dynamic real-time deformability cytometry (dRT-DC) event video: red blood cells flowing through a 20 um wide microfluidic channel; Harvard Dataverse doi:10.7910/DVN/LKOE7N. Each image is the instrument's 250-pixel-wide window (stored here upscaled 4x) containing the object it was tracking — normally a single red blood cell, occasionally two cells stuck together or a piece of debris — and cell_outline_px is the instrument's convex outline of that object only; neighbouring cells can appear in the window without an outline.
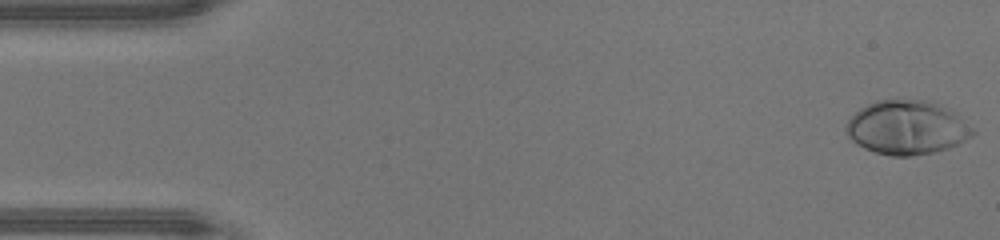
{"species": "human", "species_latin": "Homo sapiens", "temperature_condition": "warm", "stored_images_in_passage": 47, "camera_frame_rate_fps": 3000, "um_per_image_px": 0.085, "donor": {"sex": "male"}, "frame": {"image": 1, "passage_image": 1, "time_ms": 0.0, "image_size_px": [1000, 240], "cell_outline_px": [[976, 132], [972, 136], [948, 148], [932, 152], [912, 156], [892, 156], [876, 152], [864, 148], [856, 144], [844, 132], [844, 128], [848, 120], [860, 108], [876, 100], [928, 100], [952, 108]], "centroid_in_image_um": [77.08, 10.83], "position_along_channel_um": 7.9, "area_um2": 39.94}}
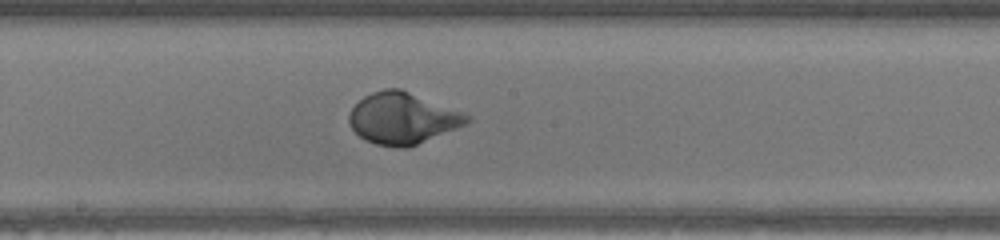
{"frame": {"image": 2, "passage_image": 25, "time_ms": 8.0, "image_size_px": [1000, 240], "cell_outline_px": [[472, 120], [468, 124], [408, 148], [396, 148], [376, 144], [364, 140], [352, 128], [348, 120], [348, 116], [352, 108], [364, 96], [372, 92], [384, 88], [400, 88], [472, 116]], "centroid_in_image_um": [34.23, 10.07], "position_along_channel_um": 214.0, "area_um2": 35.37}}
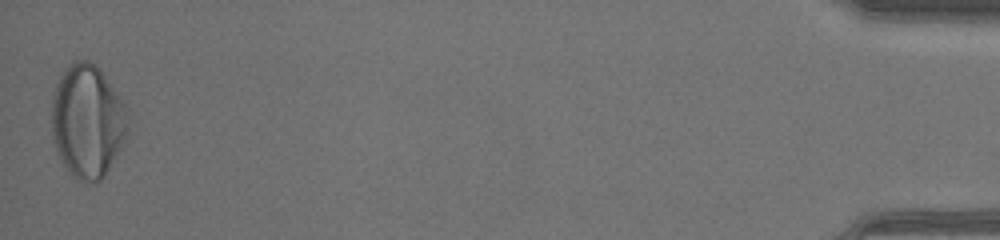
{"frame": {"image": 3, "passage_image": 47, "time_ms": 15.333, "image_size_px": [1000, 240], "cell_outline_px": [[128, 128], [124, 140], [104, 176], [100, 180], [80, 180], [72, 176], [68, 172], [56, 152], [52, 132], [52, 96], [56, 84], [60, 76], [76, 60], [88, 60], [96, 64], [100, 68], [128, 108]], "centroid_in_image_um": [7.43, 10.27], "position_along_channel_um": 427.8, "area_um2": 50.05}, "authors_computed_cell_mechanics": {"area_um2": 35.258, "velocity_mm_per_s": 4.3281, "shape_relaxation_time_tau1_ms": 2.7319, "shape_relaxation_time_tau2_ms": null, "deformation_change_tau1": 0.2218, "deformation_change_tau2": null}}